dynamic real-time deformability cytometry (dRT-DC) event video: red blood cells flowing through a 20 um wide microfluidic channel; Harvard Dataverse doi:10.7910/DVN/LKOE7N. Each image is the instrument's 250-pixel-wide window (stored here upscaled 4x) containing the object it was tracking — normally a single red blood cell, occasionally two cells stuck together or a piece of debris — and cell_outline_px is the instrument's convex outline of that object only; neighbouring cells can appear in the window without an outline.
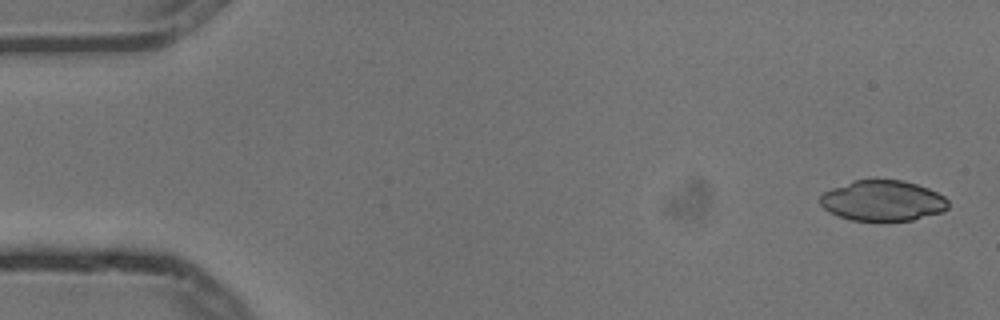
{"species": "common noctule bat (a hibernating species)", "species_latin": "Nyctalus noctula", "temperature_condition": "cold", "stored_images_in_passage": 4, "camera_frame_rate_fps": 3000, "um_per_image_px": 0.085, "animal": {"sex": "male", "body_mass_g": 13.3}, "frame": {"image": 1, "passage_image": 1, "time_ms": 0.0, "image_size_px": [1000, 320], "cell_outline_px": [[948, 208], [940, 212], [912, 220], [852, 220], [828, 212], [820, 204], [820, 196], [824, 192], [832, 188], [852, 180], [900, 180], [916, 184], [928, 188], [944, 196], [948, 200]], "centroid_in_image_um": [75.01, 17.05], "position_along_channel_um": 10.0, "area_um2": 30.0}}